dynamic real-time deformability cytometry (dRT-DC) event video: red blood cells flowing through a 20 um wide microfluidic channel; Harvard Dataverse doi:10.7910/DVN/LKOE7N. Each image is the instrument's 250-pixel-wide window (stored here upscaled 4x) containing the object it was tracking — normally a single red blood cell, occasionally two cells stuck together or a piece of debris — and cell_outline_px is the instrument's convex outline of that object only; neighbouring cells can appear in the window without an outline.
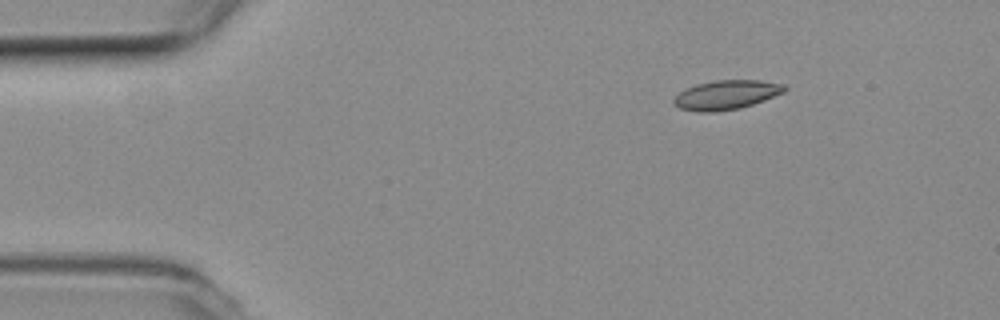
{"species": "common noctule bat (a hibernating species)", "species_latin": "Nyctalus noctula", "temperature_condition": "room temperature", "stored_images_in_passage": 47, "camera_frame_rate_fps": 3000, "um_per_image_px": 0.085, "animal": {"sex": "female", "body_mass_g": 19.3, "forearm_length_mm": 54.1}, "frame": {"image": 1, "passage_image": 1, "time_ms": 0.0, "image_size_px": [1000, 320], "cell_outline_px": [[788, 88], [784, 92], [764, 100], [740, 108], [716, 112], [700, 112], [680, 108], [672, 104], [672, 100], [680, 92], [696, 84], [716, 80], [760, 80], [784, 84]], "centroid_in_image_um": [61.74, 8.06], "position_along_channel_um": 23.3, "area_um2": 18.84}}
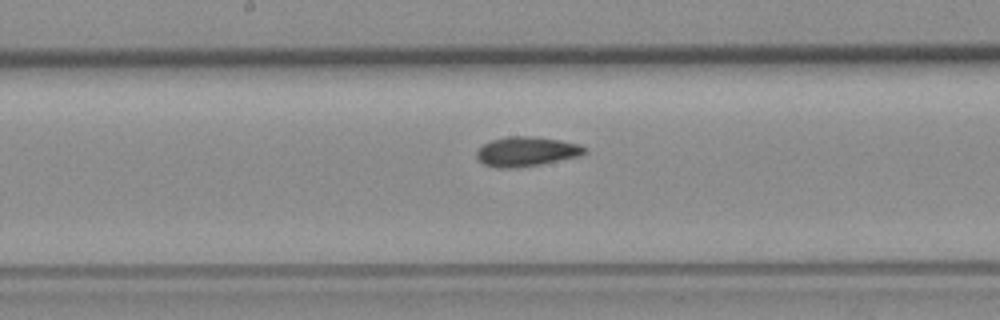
{"frame": {"image": 2, "passage_image": 21, "time_ms": 6.667, "image_size_px": [1000, 320], "cell_outline_px": [[588, 152], [580, 156], [540, 164], [508, 168], [500, 168], [484, 164], [476, 156], [476, 148], [480, 144], [492, 140], [508, 136], [536, 136], [560, 140], [580, 144], [588, 148]], "centroid_in_image_um": [44.76, 12.86], "position_along_channel_um": 203.4, "area_um2": 18.79}}
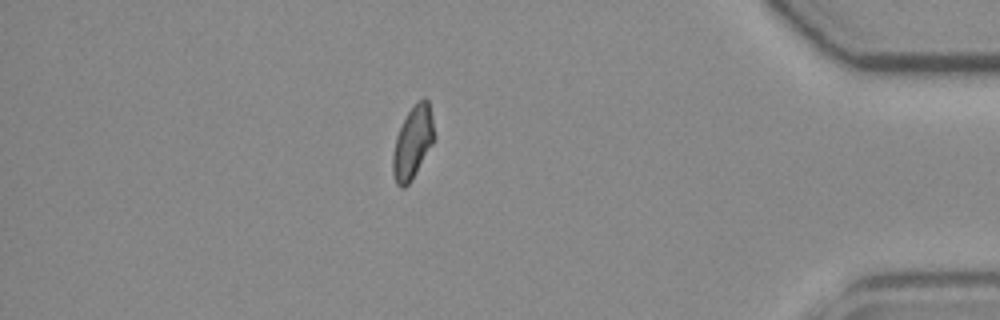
{"frame": {"image": 3, "passage_image": 40, "time_ms": 13.0, "image_size_px": [1000, 320], "cell_outline_px": [[436, 136], [432, 144], [412, 180], [404, 188], [400, 188], [396, 184], [392, 172], [392, 156], [396, 136], [408, 112], [424, 96], [428, 100], [432, 116]], "centroid_in_image_um": [35.08, 12.14], "position_along_channel_um": 400.1, "area_um2": 17.46}, "authors_computed_cell_mechanics": {"area_um2": 18.2648, "velocity_mm_per_s": 3.7961, "shape_relaxation_time_tau1_ms": 6.17, "shape_relaxation_time_tau2_ms": 1.9592, "deformation_change_tau1": 0.1454, "deformation_change_tau2": 0.064}}